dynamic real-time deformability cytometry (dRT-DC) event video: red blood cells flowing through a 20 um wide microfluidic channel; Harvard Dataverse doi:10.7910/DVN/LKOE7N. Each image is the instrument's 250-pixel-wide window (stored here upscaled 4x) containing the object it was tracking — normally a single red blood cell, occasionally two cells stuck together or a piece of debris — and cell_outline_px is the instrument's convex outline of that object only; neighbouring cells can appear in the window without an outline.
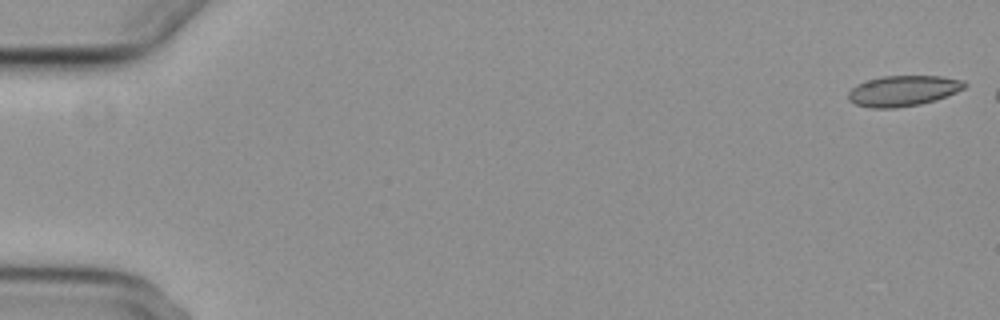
{"species": "common noctule bat (a hibernating species)", "species_latin": "Nyctalus noctula", "temperature_condition": "cold", "stored_images_in_passage": 17, "camera_frame_rate_fps": 3000, "um_per_image_px": 0.085, "animal": {"sex": "female", "body_mass_g": 29.2, "forearm_length_mm": 56.3}, "frame": {"image": 1, "passage_image": 1, "time_ms": 0.0, "image_size_px": [1000, 320], "cell_outline_px": [[968, 84], [964, 88], [956, 92], [936, 100], [920, 104], [896, 108], [872, 108], [856, 104], [848, 100], [848, 92], [856, 84], [880, 76], [940, 76], [964, 80]], "centroid_in_image_um": [76.77, 7.71], "position_along_channel_um": 8.2, "area_um2": 20.81}}